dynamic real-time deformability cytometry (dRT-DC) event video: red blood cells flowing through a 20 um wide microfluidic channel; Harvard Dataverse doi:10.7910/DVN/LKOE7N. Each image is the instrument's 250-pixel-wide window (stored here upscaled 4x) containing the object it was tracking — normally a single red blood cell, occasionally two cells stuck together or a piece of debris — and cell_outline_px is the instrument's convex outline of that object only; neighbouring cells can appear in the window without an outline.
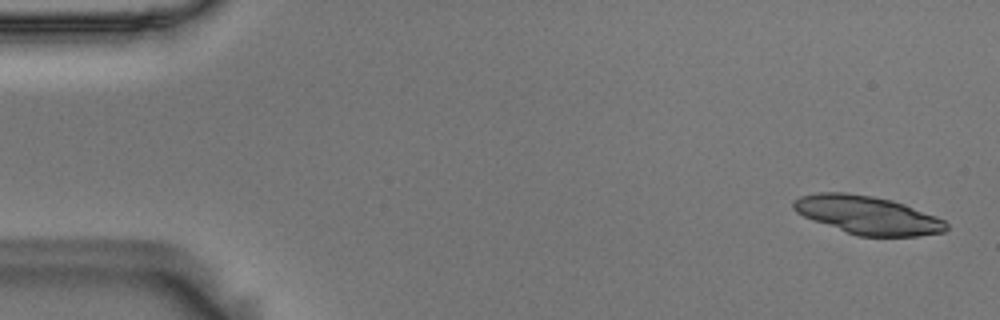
{"species": "Egyptian fruit bat (a non-hibernating species)", "species_latin": "Rousettus aegyptiacus", "temperature_condition": "room temperature", "stored_images_in_passage": 54, "segment_of_instrument_passage": [1, 2], "camera_frame_rate_fps": 3000, "um_per_image_px": 0.085, "animal": {"sex": "male"}, "frame": {"image": 1, "passage_image": 2, "time_ms": 0.333, "image_size_px": [1000, 320], "cell_outline_px": [[948, 228], [944, 232], [916, 236], [856, 236], [812, 220], [796, 212], [792, 208], [792, 200], [800, 196], [820, 192], [848, 192], [872, 196], [892, 200], [904, 204], [936, 216], [944, 220], [948, 224]], "centroid_in_image_um": [73.71, 18.28], "position_along_channel_um": 11.3, "area_um2": 34.16}}